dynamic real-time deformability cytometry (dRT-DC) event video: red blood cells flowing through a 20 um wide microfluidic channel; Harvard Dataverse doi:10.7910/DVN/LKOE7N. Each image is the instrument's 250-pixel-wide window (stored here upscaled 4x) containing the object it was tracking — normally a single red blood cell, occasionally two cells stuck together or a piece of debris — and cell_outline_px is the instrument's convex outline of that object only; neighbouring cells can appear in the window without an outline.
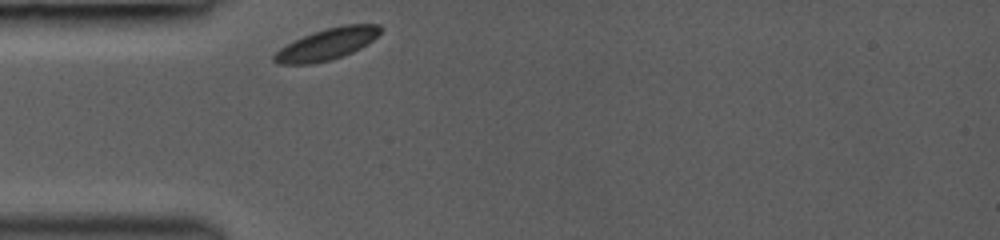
{"species": "common noctule bat (a hibernating species)", "species_latin": "Nyctalus noctula", "temperature_condition": "room temperature", "stored_images_in_passage": 9, "camera_frame_rate_fps": 3000, "um_per_image_px": 0.085, "animal": {"sex": "female", "body_mass_g": 19.0, "forearm_length_mm": 53.3}, "frame": {"image": 1, "passage_image": 1, "time_ms": 0.0, "image_size_px": [1000, 240], "cell_outline_px": [[384, 28], [368, 44], [352, 52], [328, 60], [312, 64], [276, 64], [272, 60], [272, 56], [280, 48], [312, 32], [344, 24], [380, 24]], "centroid_in_image_um": [27.8, 3.75], "position_along_channel_um": 57.2, "area_um2": 19.31}}
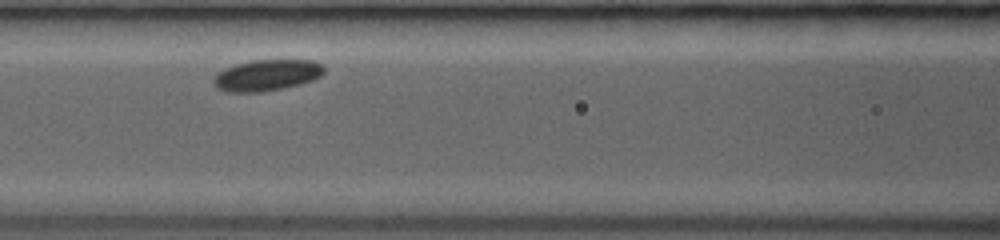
{"frame": {"image": 2, "passage_image": 5, "time_ms": 2.333, "image_size_px": [1000, 240], "cell_outline_px": [[324, 72], [320, 76], [312, 80], [300, 84], [284, 88], [264, 92], [228, 92], [216, 88], [212, 80], [216, 72], [224, 68], [236, 64], [252, 60], [312, 60], [324, 64]], "centroid_in_image_um": [22.66, 6.39], "position_along_channel_um": 143.9, "area_um2": 20.35}}
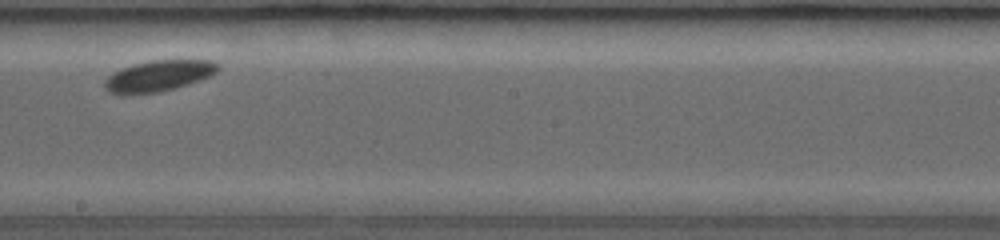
{"frame": {"image": 3, "passage_image": 8, "time_ms": 4.667, "image_size_px": [1000, 240], "cell_outline_px": [[220, 68], [216, 72], [208, 76], [188, 84], [160, 92], [108, 92], [104, 88], [104, 80], [112, 72], [120, 68], [132, 64], [152, 60], [212, 60], [220, 64]], "centroid_in_image_um": [13.49, 6.41], "position_along_channel_um": 234.7, "area_um2": 20.11}}